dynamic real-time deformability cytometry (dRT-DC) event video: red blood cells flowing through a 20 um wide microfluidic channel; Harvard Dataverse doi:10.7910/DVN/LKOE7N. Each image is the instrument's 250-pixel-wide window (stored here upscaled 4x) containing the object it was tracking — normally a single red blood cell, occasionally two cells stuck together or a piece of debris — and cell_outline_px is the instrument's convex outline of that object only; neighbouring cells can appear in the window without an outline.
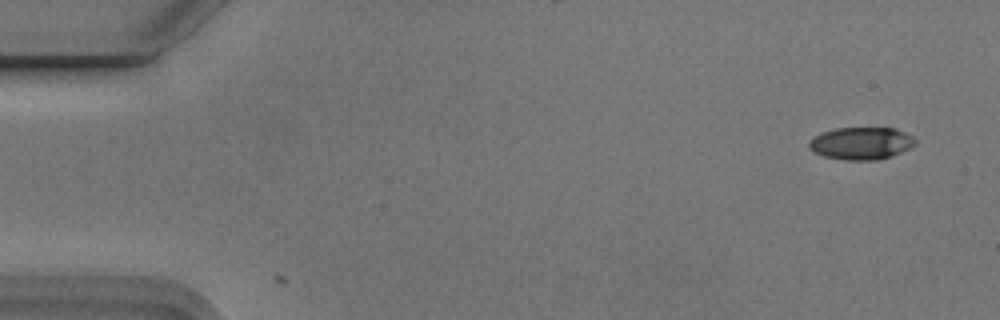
{"species": "Egyptian fruit bat (a non-hibernating species)", "species_latin": "Rousettus aegyptiacus", "temperature_condition": "cold", "stored_images_in_passage": 6, "camera_frame_rate_fps": 3000, "um_per_image_px": 0.085, "animal": {"sex": "male"}, "frame": {"image": 1, "passage_image": 1, "time_ms": 0.0, "image_size_px": [1000, 320], "cell_outline_px": [[916, 144], [900, 152], [876, 160], [844, 160], [824, 156], [808, 148], [808, 140], [824, 132], [836, 128], [896, 128], [912, 136], [916, 140]], "centroid_in_image_um": [73.19, 12.17], "position_along_channel_um": 11.8, "area_um2": 19.83}}